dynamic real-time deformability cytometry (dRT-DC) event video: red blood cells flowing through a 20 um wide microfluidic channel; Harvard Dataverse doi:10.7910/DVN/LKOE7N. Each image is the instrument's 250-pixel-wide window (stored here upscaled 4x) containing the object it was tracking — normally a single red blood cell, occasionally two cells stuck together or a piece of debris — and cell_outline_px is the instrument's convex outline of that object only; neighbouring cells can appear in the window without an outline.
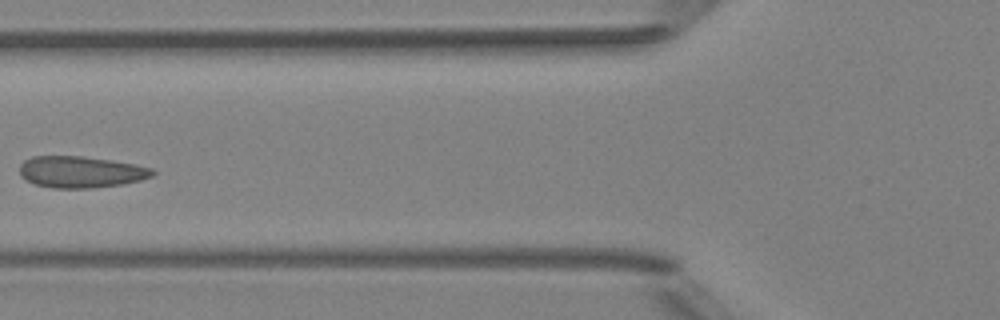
{"species": "Egyptian fruit bat (a non-hibernating species)", "species_latin": "Rousettus aegyptiacus", "temperature_condition": "room temperature", "stored_images_in_passage": 7, "camera_frame_rate_fps": 3000, "um_per_image_px": 0.085, "animal": {"sex": "female"}, "frame": {"image": 1, "passage_image": 6, "time_ms": 1.667, "image_size_px": [1000, 320], "cell_outline_px": [[156, 172], [152, 176], [140, 180], [120, 184], [88, 188], [52, 188], [36, 184], [20, 176], [20, 164], [24, 160], [32, 156], [80, 156], [112, 160], [136, 164], [152, 168]], "centroid_in_image_um": [6.87, 14.6], "position_along_channel_um": 118.9, "area_um2": 24.33}}
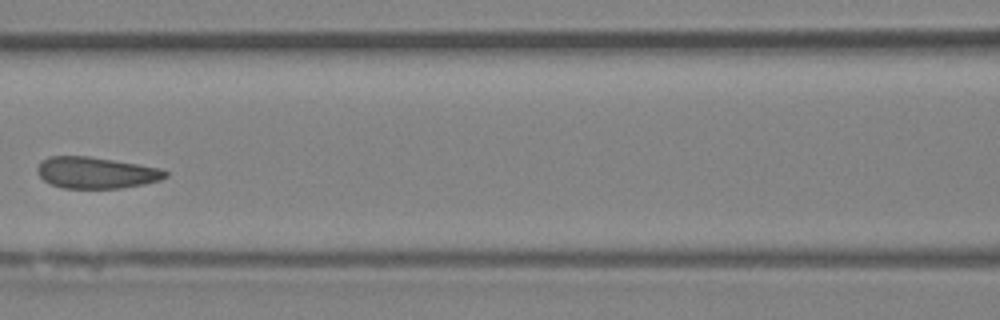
{"frame": {"image": 2, "passage_image": 7, "time_ms": 2.0, "image_size_px": [1000, 320], "cell_outline_px": [[168, 176], [160, 180], [144, 184], [120, 188], [64, 188], [52, 184], [44, 180], [36, 172], [36, 168], [40, 160], [48, 156], [88, 156], [160, 168], [168, 172]], "centroid_in_image_um": [8.13, 14.67], "position_along_channel_um": 158.5, "area_um2": 23.41}}